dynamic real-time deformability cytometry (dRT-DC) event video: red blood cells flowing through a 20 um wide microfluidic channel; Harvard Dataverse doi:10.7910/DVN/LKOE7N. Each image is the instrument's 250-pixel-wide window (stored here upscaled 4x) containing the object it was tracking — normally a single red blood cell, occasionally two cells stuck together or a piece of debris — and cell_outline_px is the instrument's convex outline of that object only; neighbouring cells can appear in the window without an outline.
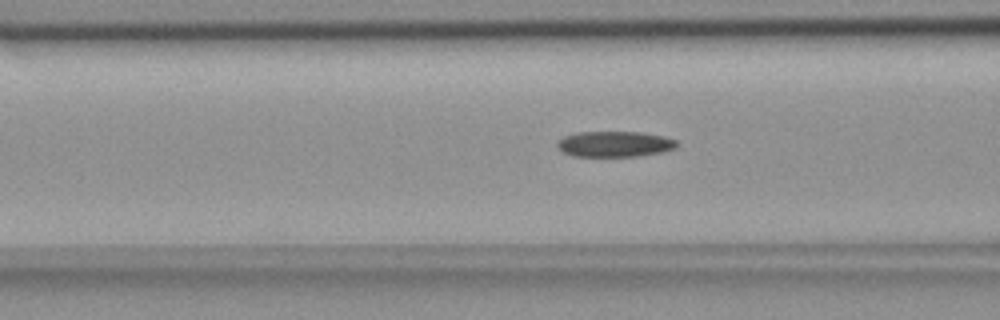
{"species": "common noctule bat (a hibernating species)", "species_latin": "Nyctalus noctula", "temperature_condition": "room temperature", "stored_images_in_passage": 52, "camera_frame_rate_fps": 3000, "um_per_image_px": 0.085, "animal": {"sex": "female", "body_mass_g": 18.4}, "frame": {"image": 1, "passage_image": 21, "time_ms": 6.667, "image_size_px": [1000, 320], "cell_outline_px": [[680, 144], [676, 148], [664, 152], [636, 156], [572, 156], [564, 152], [556, 144], [564, 136], [576, 132], [640, 132], [664, 136], [676, 140]], "centroid_in_image_um": [52.3, 12.24], "position_along_channel_um": 114.3, "area_um2": 17.92}}
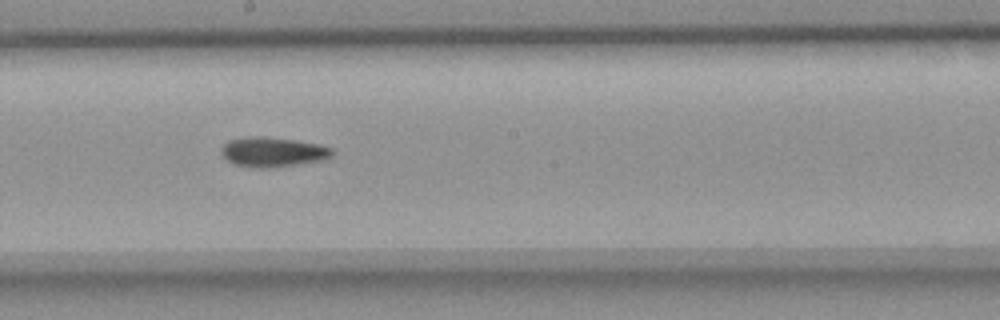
{"frame": {"image": 2, "passage_image": 30, "time_ms": 9.667, "image_size_px": [1000, 320], "cell_outline_px": [[332, 156], [328, 160], [268, 168], [256, 168], [236, 164], [228, 160], [220, 152], [220, 148], [228, 140], [244, 136], [264, 136], [320, 144], [332, 148]], "centroid_in_image_um": [23.2, 12.91], "position_along_channel_um": 225.0, "area_um2": 19.36}}
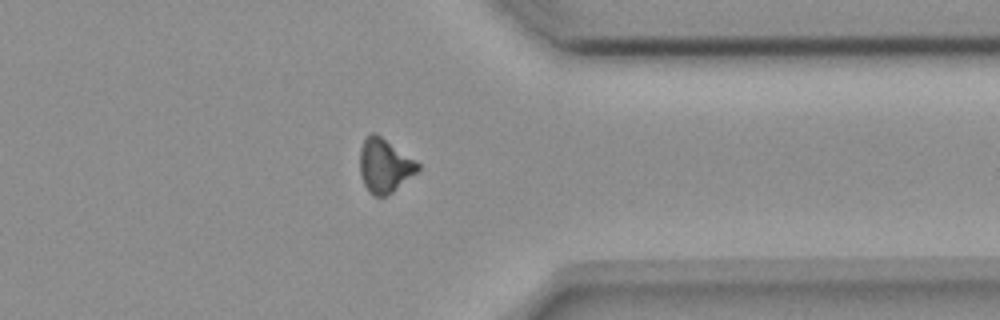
{"frame": {"image": 3, "passage_image": 43, "time_ms": 14.0, "image_size_px": [1000, 320], "cell_outline_px": [[420, 168], [416, 172], [392, 192], [384, 196], [372, 196], [368, 192], [360, 176], [360, 148], [364, 140], [372, 132], [376, 132], [420, 164]], "centroid_in_image_um": [32.66, 14.08], "position_along_channel_um": 378.7, "area_um2": 18.03}}